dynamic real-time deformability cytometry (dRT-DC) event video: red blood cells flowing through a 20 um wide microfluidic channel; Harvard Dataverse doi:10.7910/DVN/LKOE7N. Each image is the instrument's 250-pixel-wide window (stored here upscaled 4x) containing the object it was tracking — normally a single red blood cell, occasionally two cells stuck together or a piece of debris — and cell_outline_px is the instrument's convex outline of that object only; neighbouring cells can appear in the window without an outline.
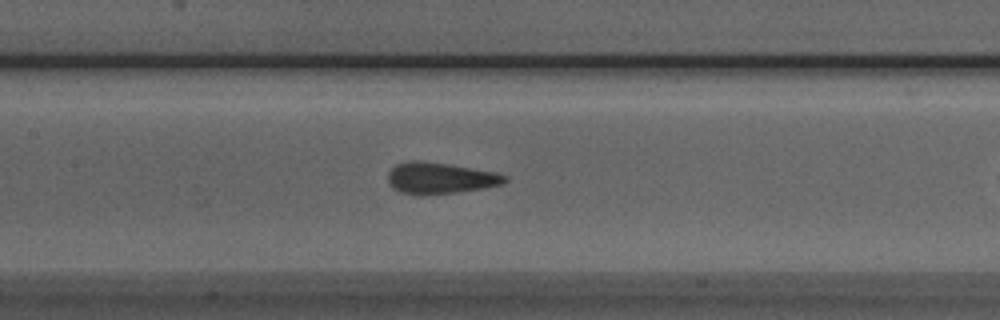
{"species": "Egyptian fruit bat (a non-hibernating species)", "species_latin": "Rousettus aegyptiacus", "temperature_condition": "room temperature", "stored_images_in_passage": 29, "camera_frame_rate_fps": 3000, "um_per_image_px": 0.085, "animal": {"sex": "male"}, "frame": {"image": 1, "passage_image": 12, "time_ms": 3.667, "image_size_px": [1000, 320], "cell_outline_px": [[508, 180], [504, 184], [484, 188], [456, 192], [424, 196], [416, 196], [400, 192], [392, 188], [388, 180], [388, 172], [396, 164], [408, 160], [420, 160], [448, 164], [496, 172], [508, 176]], "centroid_in_image_um": [37.39, 15.15], "position_along_channel_um": 170.0, "area_um2": 21.73}}
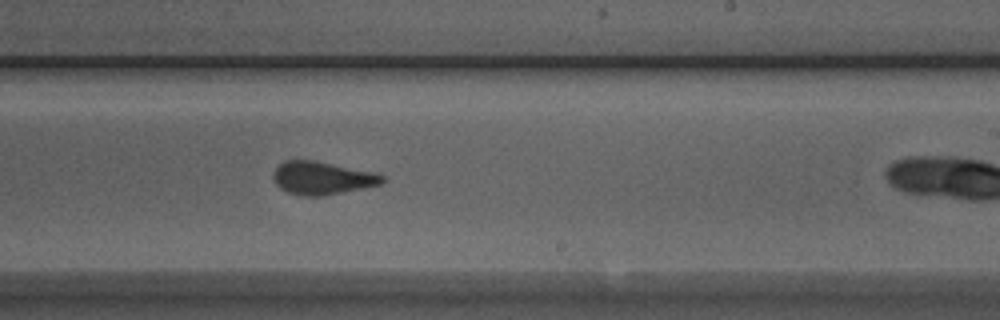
{"frame": {"image": 2, "passage_image": 19, "time_ms": 6.0, "image_size_px": [1000, 320], "cell_outline_px": [[384, 184], [324, 196], [304, 196], [288, 192], [280, 188], [276, 184], [272, 176], [276, 168], [284, 160], [312, 160], [368, 172], [384, 176]], "centroid_in_image_um": [27.34, 15.15], "position_along_channel_um": 261.7, "area_um2": 20.58}}
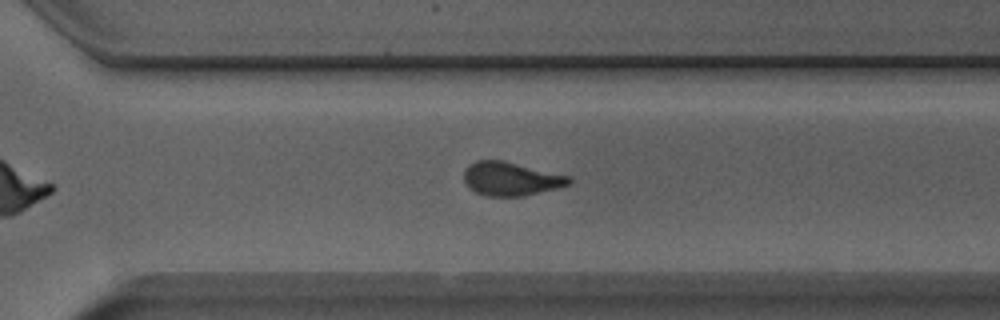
{"frame": {"image": 3, "passage_image": 24, "time_ms": 7.667, "image_size_px": [1000, 320], "cell_outline_px": [[572, 184], [556, 188], [520, 196], [484, 196], [468, 188], [464, 180], [464, 168], [468, 164], [476, 160], [504, 160], [572, 176]], "centroid_in_image_um": [43.42, 15.18], "position_along_channel_um": 327.2, "area_um2": 20.87}}